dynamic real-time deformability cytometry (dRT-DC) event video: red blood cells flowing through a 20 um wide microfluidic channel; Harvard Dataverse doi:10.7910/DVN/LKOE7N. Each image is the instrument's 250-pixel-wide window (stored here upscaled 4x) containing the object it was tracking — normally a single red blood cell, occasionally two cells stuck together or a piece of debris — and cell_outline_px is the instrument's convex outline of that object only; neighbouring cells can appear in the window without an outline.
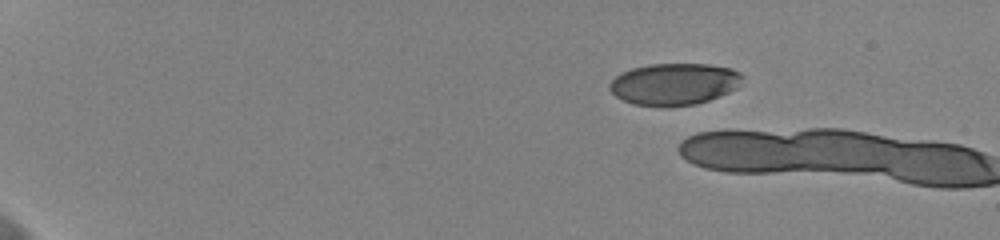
{"species": "human", "species_latin": "Homo sapiens", "temperature_condition": "cold", "stored_images_in_passage": 3, "camera_frame_rate_fps": 3000, "um_per_image_px": 0.085, "donor": {"sex": "female"}, "frame": {"image": 1, "passage_image": 1, "time_ms": 0.0, "image_size_px": [1000, 240], "cell_outline_px": [[744, 76], [740, 84], [736, 88], [728, 92], [708, 100], [696, 104], [632, 104], [616, 96], [608, 88], [608, 84], [620, 72], [632, 68], [648, 64], [708, 64], [732, 68], [740, 72]], "centroid_in_image_um": [57.32, 7.1], "position_along_channel_um": 27.7, "area_um2": 31.85}}